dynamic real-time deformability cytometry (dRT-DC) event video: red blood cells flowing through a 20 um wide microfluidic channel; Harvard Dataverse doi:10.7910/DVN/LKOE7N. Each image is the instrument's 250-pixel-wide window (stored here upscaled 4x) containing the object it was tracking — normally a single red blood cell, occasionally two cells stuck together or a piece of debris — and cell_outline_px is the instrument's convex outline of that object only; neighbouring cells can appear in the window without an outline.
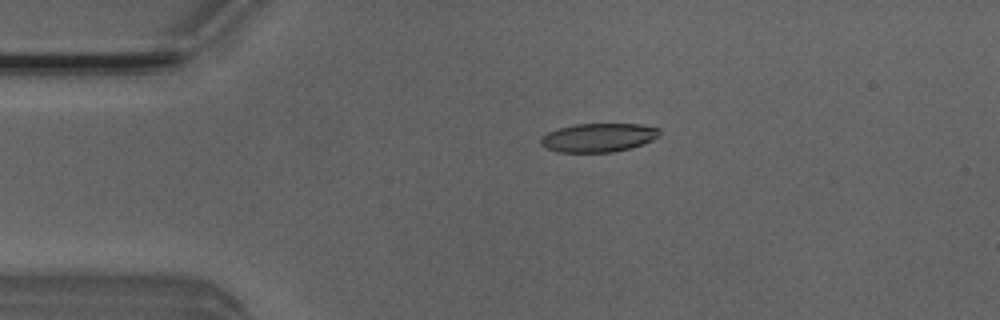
{"species": "Egyptian fruit bat (a non-hibernating species)", "species_latin": "Rousettus aegyptiacus", "temperature_condition": "room temperature", "stored_images_in_passage": 4, "camera_frame_rate_fps": 3000, "um_per_image_px": 0.085, "animal": {"sex": "male"}, "frame": {"image": 1, "passage_image": 3, "time_ms": 0.667, "image_size_px": [1000, 320], "cell_outline_px": [[660, 136], [652, 140], [628, 148], [612, 152], [560, 152], [544, 148], [540, 144], [540, 136], [548, 132], [560, 128], [576, 124], [640, 124], [660, 128]], "centroid_in_image_um": [50.84, 11.69], "position_along_channel_um": 34.2, "area_um2": 19.83}}